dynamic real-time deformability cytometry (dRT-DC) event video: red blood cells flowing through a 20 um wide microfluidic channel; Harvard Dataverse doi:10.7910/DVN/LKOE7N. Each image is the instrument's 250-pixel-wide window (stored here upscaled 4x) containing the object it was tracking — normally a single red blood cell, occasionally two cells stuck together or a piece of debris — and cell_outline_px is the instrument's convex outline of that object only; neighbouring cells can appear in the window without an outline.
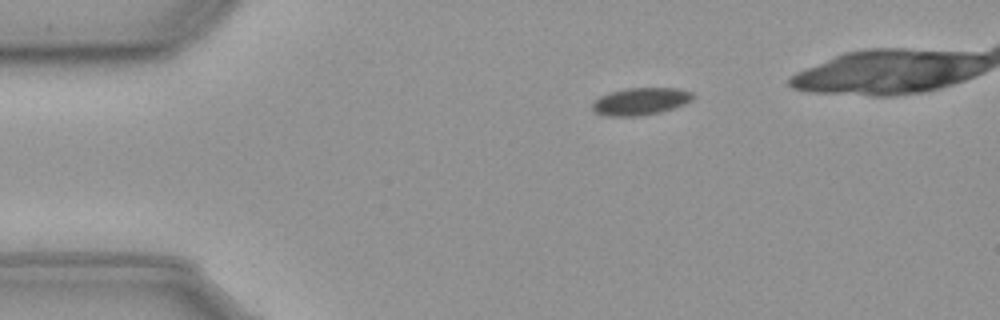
{"species": "common noctule bat (a hibernating species)", "species_latin": "Nyctalus noctula", "temperature_condition": "cold", "stored_images_in_passage": 40, "camera_frame_rate_fps": 3000, "um_per_image_px": 0.085, "animal": {"sex": "male", "body_mass_g": 23.1, "forearm_length_mm": 52.7}, "frame": {"image": 1, "passage_image": 1, "time_ms": 0.0, "image_size_px": [1000, 320], "cell_outline_px": [[696, 96], [692, 100], [684, 104], [660, 112], [636, 116], [608, 116], [596, 112], [592, 108], [592, 104], [600, 96], [624, 88], [680, 88], [692, 92]], "centroid_in_image_um": [54.49, 8.6], "position_along_channel_um": 30.5, "area_um2": 15.9}}
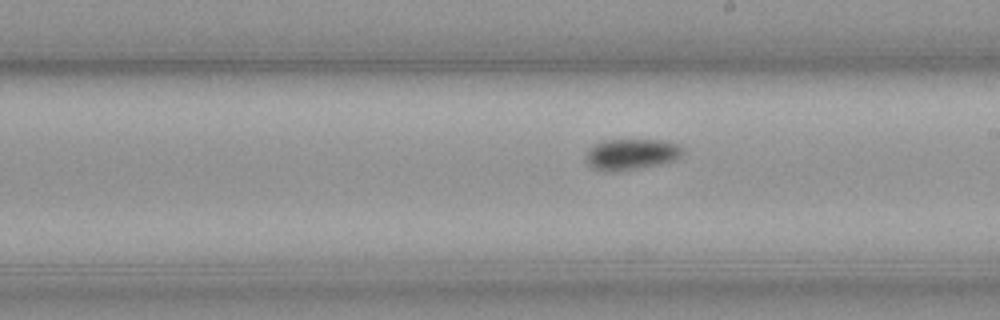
{"frame": {"image": 2, "passage_image": 22, "time_ms": 7.0, "image_size_px": [1000, 320], "cell_outline_px": [[684, 148], [676, 156], [668, 160], [652, 164], [632, 168], [592, 168], [584, 160], [588, 148], [604, 140], [664, 140], [676, 144]], "centroid_in_image_um": [53.57, 13.03], "position_along_channel_um": 235.4, "area_um2": 16.13}}
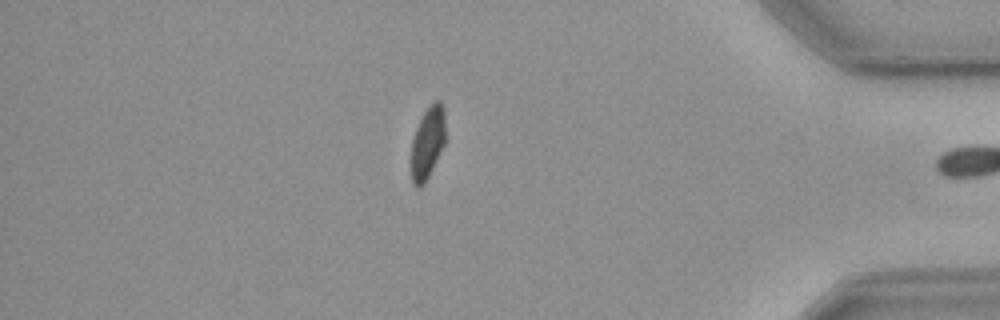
{"frame": {"image": 3, "passage_image": 39, "time_ms": 12.667, "image_size_px": [1000, 320], "cell_outline_px": [[444, 144], [424, 184], [412, 184], [412, 140], [416, 128], [424, 112], [436, 100], [440, 100], [444, 108]], "centroid_in_image_um": [36.35, 12.08], "position_along_channel_um": 398.9, "area_um2": 13.76}, "authors_computed_cell_mechanics": {"area_um2": 16.2418, "velocity_mm_per_s": 3.6038, "shape_relaxation_time_tau1_ms": 2.9318, "shape_relaxation_time_tau2_ms": null, "deformation_change_tau1": 0.082, "deformation_change_tau2": null}}